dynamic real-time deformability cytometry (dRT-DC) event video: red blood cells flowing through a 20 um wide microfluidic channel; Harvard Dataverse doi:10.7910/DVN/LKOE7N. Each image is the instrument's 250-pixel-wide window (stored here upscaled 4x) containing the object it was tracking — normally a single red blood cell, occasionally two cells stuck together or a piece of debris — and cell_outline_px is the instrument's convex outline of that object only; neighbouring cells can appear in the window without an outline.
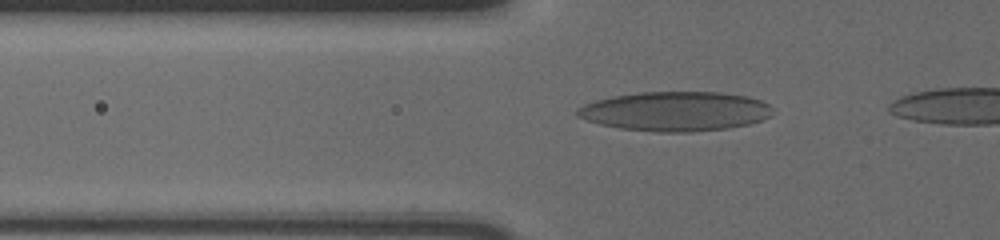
{"species": "human", "species_latin": "Homo sapiens", "temperature_condition": "cold", "stored_images_in_passage": 10, "camera_frame_rate_fps": 3000, "um_per_image_px": 0.085, "donor": {"sex": "male"}, "frame": {"image": 1, "passage_image": 7, "time_ms": 2.0, "image_size_px": [1000, 240], "cell_outline_px": [[772, 116], [764, 120], [748, 124], [728, 128], [688, 132], [656, 132], [620, 128], [600, 124], [576, 116], [576, 108], [584, 104], [596, 100], [612, 96], [640, 92], [720, 92], [748, 96], [760, 100], [768, 104], [772, 108]], "centroid_in_image_um": [57.42, 9.46], "position_along_channel_um": 68.4, "area_um2": 45.08}}